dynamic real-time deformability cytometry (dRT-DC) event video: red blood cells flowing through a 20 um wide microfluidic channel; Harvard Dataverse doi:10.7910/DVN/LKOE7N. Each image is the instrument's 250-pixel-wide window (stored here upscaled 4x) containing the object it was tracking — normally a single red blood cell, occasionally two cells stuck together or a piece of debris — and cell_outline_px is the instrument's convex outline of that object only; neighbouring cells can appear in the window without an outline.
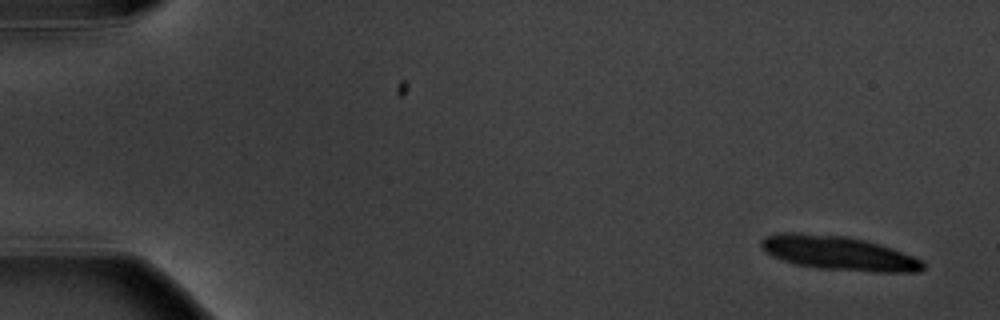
{"species": "common noctule bat (a hibernating species)", "species_latin": "Nyctalus noctula", "temperature_condition": "warm", "stored_images_in_passage": 7, "camera_frame_rate_fps": 3000, "um_per_image_px": 0.085, "animal": {"sex": "male", "body_mass_g": 20.1, "forearm_length_mm": 53.5}, "frame": {"image": 1, "passage_image": 1, "time_ms": 0.0, "image_size_px": [1000, 320], "cell_outline_px": [[924, 268], [920, 272], [872, 272], [820, 268], [796, 264], [772, 256], [764, 252], [760, 244], [760, 240], [764, 236], [780, 232], [796, 232], [848, 236], [880, 244], [892, 248], [912, 256], [920, 260], [924, 264]], "centroid_in_image_um": [71.24, 21.5], "position_along_channel_um": 13.8, "area_um2": 32.25}}
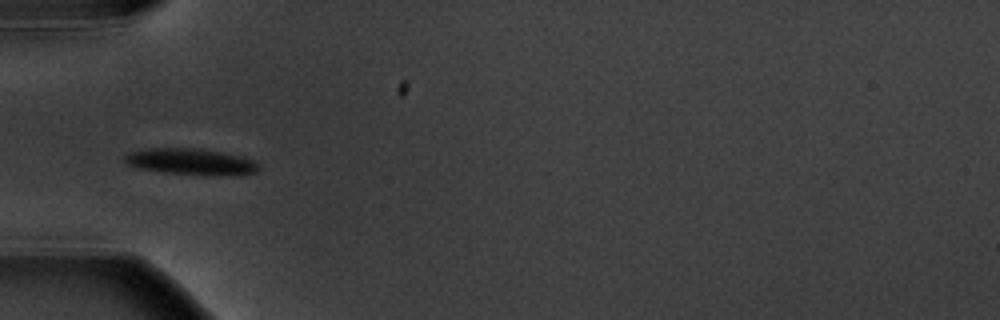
{"frame": {"image": 2, "passage_image": 5, "time_ms": 5.667, "image_size_px": [1000, 320], "cell_outline_px": [[260, 168], [256, 172], [240, 176], [164, 172], [136, 168], [128, 164], [124, 160], [124, 156], [132, 152], [148, 148], [200, 148], [240, 156], [252, 160], [260, 164]], "centroid_in_image_um": [16.27, 13.74], "position_along_channel_um": 68.7, "area_um2": 20.4}}
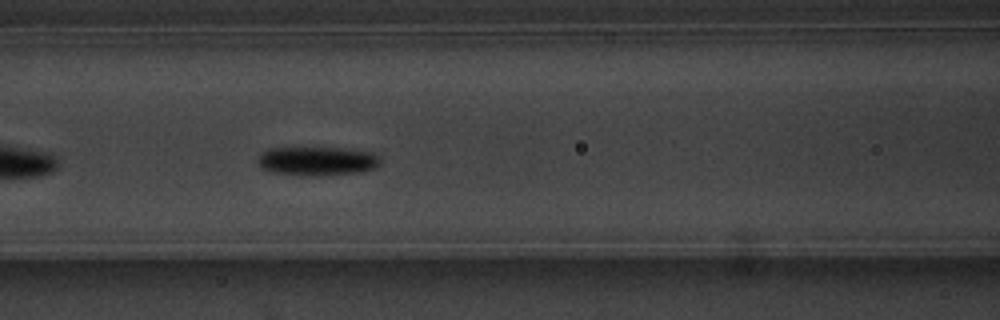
{"frame": {"image": 3, "passage_image": 7, "time_ms": 7.667, "image_size_px": [1000, 320], "cell_outline_px": [[380, 164], [376, 168], [360, 172], [320, 176], [308, 176], [272, 172], [260, 168], [256, 160], [260, 152], [268, 148], [340, 148], [372, 152], [380, 156]], "centroid_in_image_um": [26.94, 13.69], "position_along_channel_um": 139.7, "area_um2": 20.98}}